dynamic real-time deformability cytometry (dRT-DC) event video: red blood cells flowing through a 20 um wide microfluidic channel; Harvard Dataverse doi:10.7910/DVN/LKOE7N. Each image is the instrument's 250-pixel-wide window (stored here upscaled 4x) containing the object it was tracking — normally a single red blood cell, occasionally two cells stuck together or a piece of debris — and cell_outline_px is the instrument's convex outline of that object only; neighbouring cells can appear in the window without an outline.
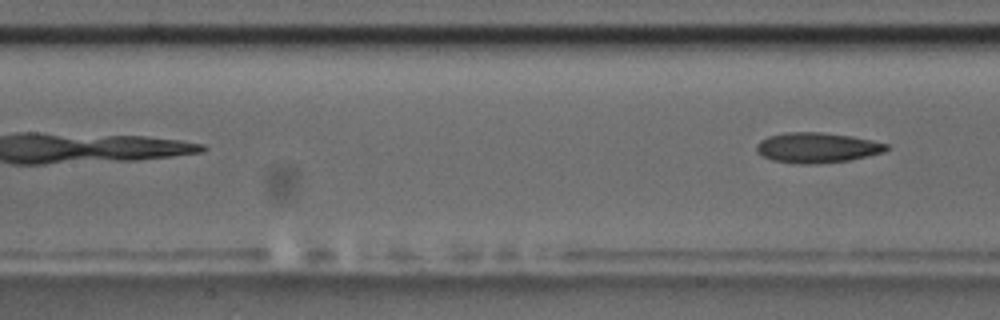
{"species": "common noctule bat (a hibernating species)", "species_latin": "Nyctalus noctula", "temperature_condition": "room temperature", "stored_images_in_passage": 6, "camera_frame_rate_fps": 3000, "um_per_image_px": 0.085, "animal": {"sex": "male", "body_mass_g": 17.5, "forearm_length_mm": 52.3}, "frame": {"image": 1, "passage_image": 6, "time_ms": 6.0, "image_size_px": [1000, 320], "cell_outline_px": [[888, 148], [884, 152], [848, 160], [816, 164], [792, 164], [772, 160], [756, 152], [756, 144], [760, 140], [768, 136], [784, 132], [820, 132], [852, 136], [872, 140], [888, 144]], "centroid_in_image_um": [69.41, 12.55], "position_along_channel_um": 138.0, "area_um2": 23.0}}